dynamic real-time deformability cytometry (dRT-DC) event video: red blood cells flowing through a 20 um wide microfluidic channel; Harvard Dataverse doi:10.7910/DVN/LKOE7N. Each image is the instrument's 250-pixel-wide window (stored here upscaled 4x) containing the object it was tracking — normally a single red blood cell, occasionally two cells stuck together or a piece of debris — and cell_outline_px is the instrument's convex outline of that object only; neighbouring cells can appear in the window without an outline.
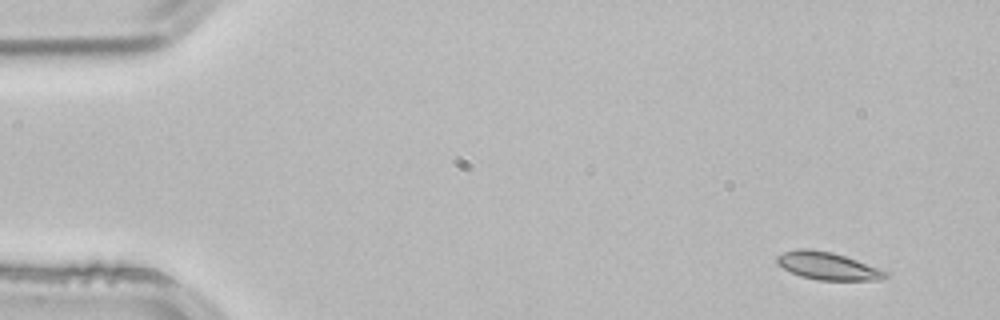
{"species": "common noctule bat (a hibernating species)", "species_latin": "Nyctalus noctula", "temperature_condition": "room temperature", "stored_images_in_passage": 3, "camera_frame_rate_fps": 3000, "um_per_image_px": 0.085, "animal": {"sex": "male", "body_mass_g": 21.5, "forearm_length_mm": 52.0}, "frame": {"image": 1, "passage_image": 1, "time_ms": 0.0, "image_size_px": [1000, 320], "cell_outline_px": [[888, 276], [880, 280], [816, 280], [800, 276], [776, 264], [776, 256], [784, 252], [800, 248], [804, 248], [832, 252], [856, 260], [888, 272]], "centroid_in_image_um": [70.32, 22.61], "position_along_channel_um": 14.7, "area_um2": 17.28}}
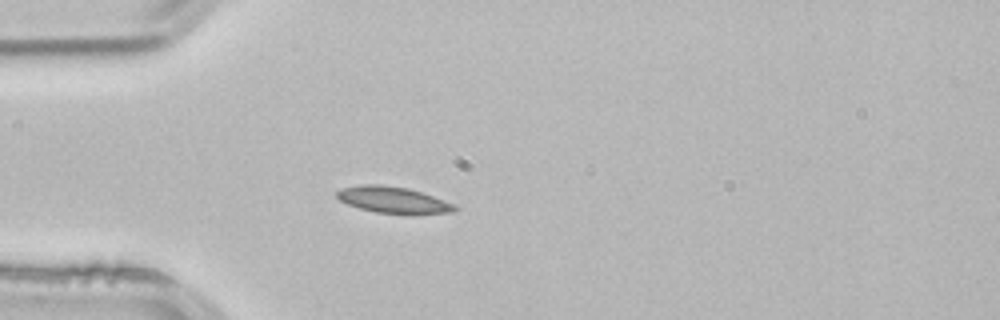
{"frame": {"image": 2, "passage_image": 3, "time_ms": 0.667, "image_size_px": [1000, 320], "cell_outline_px": [[460, 208], [456, 212], [412, 216], [408, 216], [376, 212], [360, 208], [348, 204], [340, 200], [336, 196], [336, 192], [340, 188], [360, 184], [380, 184], [408, 188], [456, 204]], "centroid_in_image_um": [33.49, 17.03], "position_along_channel_um": 51.5, "area_um2": 18.84}}